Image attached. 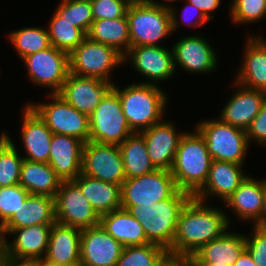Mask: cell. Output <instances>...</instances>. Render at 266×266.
Wrapping results in <instances>:
<instances>
[{
    "mask_svg": "<svg viewBox=\"0 0 266 266\" xmlns=\"http://www.w3.org/2000/svg\"><path fill=\"white\" fill-rule=\"evenodd\" d=\"M231 218L219 207L191 197L182 208L169 256L190 258L206 243L229 229Z\"/></svg>",
    "mask_w": 266,
    "mask_h": 266,
    "instance_id": "1",
    "label": "cell"
},
{
    "mask_svg": "<svg viewBox=\"0 0 266 266\" xmlns=\"http://www.w3.org/2000/svg\"><path fill=\"white\" fill-rule=\"evenodd\" d=\"M192 196L179 190L168 199L147 205L121 206L142 225L150 243L158 244L168 250L173 242L179 214Z\"/></svg>",
    "mask_w": 266,
    "mask_h": 266,
    "instance_id": "2",
    "label": "cell"
},
{
    "mask_svg": "<svg viewBox=\"0 0 266 266\" xmlns=\"http://www.w3.org/2000/svg\"><path fill=\"white\" fill-rule=\"evenodd\" d=\"M114 83L126 120L133 132L141 133L165 116L168 94L154 84L132 83L120 89ZM164 91V92H163Z\"/></svg>",
    "mask_w": 266,
    "mask_h": 266,
    "instance_id": "3",
    "label": "cell"
},
{
    "mask_svg": "<svg viewBox=\"0 0 266 266\" xmlns=\"http://www.w3.org/2000/svg\"><path fill=\"white\" fill-rule=\"evenodd\" d=\"M195 132H185L179 141L171 174L179 190L192 197L204 186L212 158L207 151L205 139Z\"/></svg>",
    "mask_w": 266,
    "mask_h": 266,
    "instance_id": "4",
    "label": "cell"
},
{
    "mask_svg": "<svg viewBox=\"0 0 266 266\" xmlns=\"http://www.w3.org/2000/svg\"><path fill=\"white\" fill-rule=\"evenodd\" d=\"M194 127L205 139L212 160L245 164L250 147L245 130L225 123L219 117L198 122Z\"/></svg>",
    "mask_w": 266,
    "mask_h": 266,
    "instance_id": "5",
    "label": "cell"
},
{
    "mask_svg": "<svg viewBox=\"0 0 266 266\" xmlns=\"http://www.w3.org/2000/svg\"><path fill=\"white\" fill-rule=\"evenodd\" d=\"M126 16L131 47L163 46L160 41L172 34V17L167 8L144 1L129 5Z\"/></svg>",
    "mask_w": 266,
    "mask_h": 266,
    "instance_id": "6",
    "label": "cell"
},
{
    "mask_svg": "<svg viewBox=\"0 0 266 266\" xmlns=\"http://www.w3.org/2000/svg\"><path fill=\"white\" fill-rule=\"evenodd\" d=\"M69 64L70 73L73 75L112 81V70L125 63L124 56L116 49L86 37L69 54Z\"/></svg>",
    "mask_w": 266,
    "mask_h": 266,
    "instance_id": "7",
    "label": "cell"
},
{
    "mask_svg": "<svg viewBox=\"0 0 266 266\" xmlns=\"http://www.w3.org/2000/svg\"><path fill=\"white\" fill-rule=\"evenodd\" d=\"M51 102L27 103L46 123L53 134L70 135L89 141V116L79 112L58 93H48Z\"/></svg>",
    "mask_w": 266,
    "mask_h": 266,
    "instance_id": "8",
    "label": "cell"
},
{
    "mask_svg": "<svg viewBox=\"0 0 266 266\" xmlns=\"http://www.w3.org/2000/svg\"><path fill=\"white\" fill-rule=\"evenodd\" d=\"M89 141L120 145L134 133L126 120L118 94L112 89L89 116Z\"/></svg>",
    "mask_w": 266,
    "mask_h": 266,
    "instance_id": "9",
    "label": "cell"
},
{
    "mask_svg": "<svg viewBox=\"0 0 266 266\" xmlns=\"http://www.w3.org/2000/svg\"><path fill=\"white\" fill-rule=\"evenodd\" d=\"M179 191L170 170L156 169L151 173L126 178L121 185V206L158 203Z\"/></svg>",
    "mask_w": 266,
    "mask_h": 266,
    "instance_id": "10",
    "label": "cell"
},
{
    "mask_svg": "<svg viewBox=\"0 0 266 266\" xmlns=\"http://www.w3.org/2000/svg\"><path fill=\"white\" fill-rule=\"evenodd\" d=\"M30 82L48 87L49 93H59L70 73L69 54L54 46L28 55L22 59Z\"/></svg>",
    "mask_w": 266,
    "mask_h": 266,
    "instance_id": "11",
    "label": "cell"
},
{
    "mask_svg": "<svg viewBox=\"0 0 266 266\" xmlns=\"http://www.w3.org/2000/svg\"><path fill=\"white\" fill-rule=\"evenodd\" d=\"M81 173L104 182L122 185L126 179L118 145L84 143Z\"/></svg>",
    "mask_w": 266,
    "mask_h": 266,
    "instance_id": "12",
    "label": "cell"
},
{
    "mask_svg": "<svg viewBox=\"0 0 266 266\" xmlns=\"http://www.w3.org/2000/svg\"><path fill=\"white\" fill-rule=\"evenodd\" d=\"M56 222L86 229L99 224L100 216L72 181H61L55 196Z\"/></svg>",
    "mask_w": 266,
    "mask_h": 266,
    "instance_id": "13",
    "label": "cell"
},
{
    "mask_svg": "<svg viewBox=\"0 0 266 266\" xmlns=\"http://www.w3.org/2000/svg\"><path fill=\"white\" fill-rule=\"evenodd\" d=\"M127 59L140 76L148 79L146 82L140 81L141 84L158 85L159 81L164 82L175 74L172 47L171 50L153 45L130 47L124 56V63Z\"/></svg>",
    "mask_w": 266,
    "mask_h": 266,
    "instance_id": "14",
    "label": "cell"
},
{
    "mask_svg": "<svg viewBox=\"0 0 266 266\" xmlns=\"http://www.w3.org/2000/svg\"><path fill=\"white\" fill-rule=\"evenodd\" d=\"M53 224L31 225L12 229V241L2 239L3 257L17 261H36L44 258L48 250L49 236Z\"/></svg>",
    "mask_w": 266,
    "mask_h": 266,
    "instance_id": "15",
    "label": "cell"
},
{
    "mask_svg": "<svg viewBox=\"0 0 266 266\" xmlns=\"http://www.w3.org/2000/svg\"><path fill=\"white\" fill-rule=\"evenodd\" d=\"M113 86V81L69 73L58 94L76 110L90 116Z\"/></svg>",
    "mask_w": 266,
    "mask_h": 266,
    "instance_id": "16",
    "label": "cell"
},
{
    "mask_svg": "<svg viewBox=\"0 0 266 266\" xmlns=\"http://www.w3.org/2000/svg\"><path fill=\"white\" fill-rule=\"evenodd\" d=\"M172 50L175 71L179 66L190 74H207L217 68V54L213 46L201 34L189 35L177 40Z\"/></svg>",
    "mask_w": 266,
    "mask_h": 266,
    "instance_id": "17",
    "label": "cell"
},
{
    "mask_svg": "<svg viewBox=\"0 0 266 266\" xmlns=\"http://www.w3.org/2000/svg\"><path fill=\"white\" fill-rule=\"evenodd\" d=\"M123 248L100 224L82 229L80 266H116Z\"/></svg>",
    "mask_w": 266,
    "mask_h": 266,
    "instance_id": "18",
    "label": "cell"
},
{
    "mask_svg": "<svg viewBox=\"0 0 266 266\" xmlns=\"http://www.w3.org/2000/svg\"><path fill=\"white\" fill-rule=\"evenodd\" d=\"M141 133L153 165L157 169L171 170L179 141L185 132L177 133L174 122L162 120Z\"/></svg>",
    "mask_w": 266,
    "mask_h": 266,
    "instance_id": "19",
    "label": "cell"
},
{
    "mask_svg": "<svg viewBox=\"0 0 266 266\" xmlns=\"http://www.w3.org/2000/svg\"><path fill=\"white\" fill-rule=\"evenodd\" d=\"M236 92L232 94L219 118L234 127L246 130L266 101V92L245 87L234 81Z\"/></svg>",
    "mask_w": 266,
    "mask_h": 266,
    "instance_id": "20",
    "label": "cell"
},
{
    "mask_svg": "<svg viewBox=\"0 0 266 266\" xmlns=\"http://www.w3.org/2000/svg\"><path fill=\"white\" fill-rule=\"evenodd\" d=\"M242 166L244 164L212 160L204 186L193 197L205 202L208 197L217 196L224 204L248 176Z\"/></svg>",
    "mask_w": 266,
    "mask_h": 266,
    "instance_id": "21",
    "label": "cell"
},
{
    "mask_svg": "<svg viewBox=\"0 0 266 266\" xmlns=\"http://www.w3.org/2000/svg\"><path fill=\"white\" fill-rule=\"evenodd\" d=\"M25 105L20 135L26 154L22 157L32 162L48 163L53 133L40 116Z\"/></svg>",
    "mask_w": 266,
    "mask_h": 266,
    "instance_id": "22",
    "label": "cell"
},
{
    "mask_svg": "<svg viewBox=\"0 0 266 266\" xmlns=\"http://www.w3.org/2000/svg\"><path fill=\"white\" fill-rule=\"evenodd\" d=\"M83 146L76 137L52 135L48 163L62 181L74 180L81 173Z\"/></svg>",
    "mask_w": 266,
    "mask_h": 266,
    "instance_id": "23",
    "label": "cell"
},
{
    "mask_svg": "<svg viewBox=\"0 0 266 266\" xmlns=\"http://www.w3.org/2000/svg\"><path fill=\"white\" fill-rule=\"evenodd\" d=\"M55 198L46 195H29L12 217L0 228V240L16 228L39 224H54Z\"/></svg>",
    "mask_w": 266,
    "mask_h": 266,
    "instance_id": "24",
    "label": "cell"
},
{
    "mask_svg": "<svg viewBox=\"0 0 266 266\" xmlns=\"http://www.w3.org/2000/svg\"><path fill=\"white\" fill-rule=\"evenodd\" d=\"M245 39L243 62L240 63L235 82L266 92V39L258 35H249Z\"/></svg>",
    "mask_w": 266,
    "mask_h": 266,
    "instance_id": "25",
    "label": "cell"
},
{
    "mask_svg": "<svg viewBox=\"0 0 266 266\" xmlns=\"http://www.w3.org/2000/svg\"><path fill=\"white\" fill-rule=\"evenodd\" d=\"M265 179L257 180L248 175L235 192L225 201L224 208L231 209L239 220L254 225L263 208Z\"/></svg>",
    "mask_w": 266,
    "mask_h": 266,
    "instance_id": "26",
    "label": "cell"
},
{
    "mask_svg": "<svg viewBox=\"0 0 266 266\" xmlns=\"http://www.w3.org/2000/svg\"><path fill=\"white\" fill-rule=\"evenodd\" d=\"M81 229L55 222L45 258L63 266H80Z\"/></svg>",
    "mask_w": 266,
    "mask_h": 266,
    "instance_id": "27",
    "label": "cell"
},
{
    "mask_svg": "<svg viewBox=\"0 0 266 266\" xmlns=\"http://www.w3.org/2000/svg\"><path fill=\"white\" fill-rule=\"evenodd\" d=\"M246 249V237L229 229L220 237L206 243L191 257V262H211L233 266Z\"/></svg>",
    "mask_w": 266,
    "mask_h": 266,
    "instance_id": "28",
    "label": "cell"
},
{
    "mask_svg": "<svg viewBox=\"0 0 266 266\" xmlns=\"http://www.w3.org/2000/svg\"><path fill=\"white\" fill-rule=\"evenodd\" d=\"M72 181L99 216L121 208V185L104 182L83 173Z\"/></svg>",
    "mask_w": 266,
    "mask_h": 266,
    "instance_id": "29",
    "label": "cell"
},
{
    "mask_svg": "<svg viewBox=\"0 0 266 266\" xmlns=\"http://www.w3.org/2000/svg\"><path fill=\"white\" fill-rule=\"evenodd\" d=\"M99 224L124 247L150 243L142 225L127 210L120 208L101 215Z\"/></svg>",
    "mask_w": 266,
    "mask_h": 266,
    "instance_id": "30",
    "label": "cell"
},
{
    "mask_svg": "<svg viewBox=\"0 0 266 266\" xmlns=\"http://www.w3.org/2000/svg\"><path fill=\"white\" fill-rule=\"evenodd\" d=\"M61 181L49 163L23 160L19 184L30 195H46L55 198Z\"/></svg>",
    "mask_w": 266,
    "mask_h": 266,
    "instance_id": "31",
    "label": "cell"
},
{
    "mask_svg": "<svg viewBox=\"0 0 266 266\" xmlns=\"http://www.w3.org/2000/svg\"><path fill=\"white\" fill-rule=\"evenodd\" d=\"M87 37L92 41L109 45L125 56L131 47L127 16L94 20Z\"/></svg>",
    "mask_w": 266,
    "mask_h": 266,
    "instance_id": "32",
    "label": "cell"
},
{
    "mask_svg": "<svg viewBox=\"0 0 266 266\" xmlns=\"http://www.w3.org/2000/svg\"><path fill=\"white\" fill-rule=\"evenodd\" d=\"M118 146L126 178L148 174L157 169L148 156L146 141L142 133H132Z\"/></svg>",
    "mask_w": 266,
    "mask_h": 266,
    "instance_id": "33",
    "label": "cell"
},
{
    "mask_svg": "<svg viewBox=\"0 0 266 266\" xmlns=\"http://www.w3.org/2000/svg\"><path fill=\"white\" fill-rule=\"evenodd\" d=\"M47 27L50 44L67 54H70L87 37L80 28L74 26V23L60 17L55 11Z\"/></svg>",
    "mask_w": 266,
    "mask_h": 266,
    "instance_id": "34",
    "label": "cell"
},
{
    "mask_svg": "<svg viewBox=\"0 0 266 266\" xmlns=\"http://www.w3.org/2000/svg\"><path fill=\"white\" fill-rule=\"evenodd\" d=\"M7 37L21 59L51 46L49 34L45 27L27 26L11 31Z\"/></svg>",
    "mask_w": 266,
    "mask_h": 266,
    "instance_id": "35",
    "label": "cell"
},
{
    "mask_svg": "<svg viewBox=\"0 0 266 266\" xmlns=\"http://www.w3.org/2000/svg\"><path fill=\"white\" fill-rule=\"evenodd\" d=\"M167 256V250L158 244L127 246L116 266H159Z\"/></svg>",
    "mask_w": 266,
    "mask_h": 266,
    "instance_id": "36",
    "label": "cell"
},
{
    "mask_svg": "<svg viewBox=\"0 0 266 266\" xmlns=\"http://www.w3.org/2000/svg\"><path fill=\"white\" fill-rule=\"evenodd\" d=\"M55 12L86 35L94 21L90 0H60Z\"/></svg>",
    "mask_w": 266,
    "mask_h": 266,
    "instance_id": "37",
    "label": "cell"
},
{
    "mask_svg": "<svg viewBox=\"0 0 266 266\" xmlns=\"http://www.w3.org/2000/svg\"><path fill=\"white\" fill-rule=\"evenodd\" d=\"M9 143L0 151V187L19 184L24 158L9 136Z\"/></svg>",
    "mask_w": 266,
    "mask_h": 266,
    "instance_id": "38",
    "label": "cell"
},
{
    "mask_svg": "<svg viewBox=\"0 0 266 266\" xmlns=\"http://www.w3.org/2000/svg\"><path fill=\"white\" fill-rule=\"evenodd\" d=\"M229 16L237 25L261 22L266 17V0H232Z\"/></svg>",
    "mask_w": 266,
    "mask_h": 266,
    "instance_id": "39",
    "label": "cell"
},
{
    "mask_svg": "<svg viewBox=\"0 0 266 266\" xmlns=\"http://www.w3.org/2000/svg\"><path fill=\"white\" fill-rule=\"evenodd\" d=\"M29 195L20 184L0 187V228L18 211Z\"/></svg>",
    "mask_w": 266,
    "mask_h": 266,
    "instance_id": "40",
    "label": "cell"
},
{
    "mask_svg": "<svg viewBox=\"0 0 266 266\" xmlns=\"http://www.w3.org/2000/svg\"><path fill=\"white\" fill-rule=\"evenodd\" d=\"M93 20L125 17L130 4L124 0H90Z\"/></svg>",
    "mask_w": 266,
    "mask_h": 266,
    "instance_id": "41",
    "label": "cell"
},
{
    "mask_svg": "<svg viewBox=\"0 0 266 266\" xmlns=\"http://www.w3.org/2000/svg\"><path fill=\"white\" fill-rule=\"evenodd\" d=\"M251 235L246 236V249L256 266H266V229L252 226Z\"/></svg>",
    "mask_w": 266,
    "mask_h": 266,
    "instance_id": "42",
    "label": "cell"
},
{
    "mask_svg": "<svg viewBox=\"0 0 266 266\" xmlns=\"http://www.w3.org/2000/svg\"><path fill=\"white\" fill-rule=\"evenodd\" d=\"M245 131L249 144L255 142L266 147V101Z\"/></svg>",
    "mask_w": 266,
    "mask_h": 266,
    "instance_id": "43",
    "label": "cell"
},
{
    "mask_svg": "<svg viewBox=\"0 0 266 266\" xmlns=\"http://www.w3.org/2000/svg\"><path fill=\"white\" fill-rule=\"evenodd\" d=\"M183 1L185 2V5L181 11V20H183L184 24L192 27H199L210 21L201 10L197 9L194 5L186 0Z\"/></svg>",
    "mask_w": 266,
    "mask_h": 266,
    "instance_id": "44",
    "label": "cell"
},
{
    "mask_svg": "<svg viewBox=\"0 0 266 266\" xmlns=\"http://www.w3.org/2000/svg\"><path fill=\"white\" fill-rule=\"evenodd\" d=\"M194 5L197 9L201 10L204 15L209 19H213L214 15L211 14L219 8L221 0H186Z\"/></svg>",
    "mask_w": 266,
    "mask_h": 266,
    "instance_id": "45",
    "label": "cell"
},
{
    "mask_svg": "<svg viewBox=\"0 0 266 266\" xmlns=\"http://www.w3.org/2000/svg\"><path fill=\"white\" fill-rule=\"evenodd\" d=\"M148 3L158 6V7H162V8H167L170 10L171 12V17H172V32L174 33L175 30H177V28H179V23H180V17L178 18V13H177V9L174 8L172 5L168 4L170 2H174L177 0H164L167 1V3H159L158 1H154V0H146Z\"/></svg>",
    "mask_w": 266,
    "mask_h": 266,
    "instance_id": "46",
    "label": "cell"
},
{
    "mask_svg": "<svg viewBox=\"0 0 266 266\" xmlns=\"http://www.w3.org/2000/svg\"><path fill=\"white\" fill-rule=\"evenodd\" d=\"M191 259L188 257L167 256L159 266H190Z\"/></svg>",
    "mask_w": 266,
    "mask_h": 266,
    "instance_id": "47",
    "label": "cell"
},
{
    "mask_svg": "<svg viewBox=\"0 0 266 266\" xmlns=\"http://www.w3.org/2000/svg\"><path fill=\"white\" fill-rule=\"evenodd\" d=\"M233 266H256L249 251L245 249Z\"/></svg>",
    "mask_w": 266,
    "mask_h": 266,
    "instance_id": "48",
    "label": "cell"
},
{
    "mask_svg": "<svg viewBox=\"0 0 266 266\" xmlns=\"http://www.w3.org/2000/svg\"><path fill=\"white\" fill-rule=\"evenodd\" d=\"M0 266H37V263L36 261H17L3 257Z\"/></svg>",
    "mask_w": 266,
    "mask_h": 266,
    "instance_id": "49",
    "label": "cell"
},
{
    "mask_svg": "<svg viewBox=\"0 0 266 266\" xmlns=\"http://www.w3.org/2000/svg\"><path fill=\"white\" fill-rule=\"evenodd\" d=\"M254 225L266 229V179L264 187L263 208L259 220Z\"/></svg>",
    "mask_w": 266,
    "mask_h": 266,
    "instance_id": "50",
    "label": "cell"
},
{
    "mask_svg": "<svg viewBox=\"0 0 266 266\" xmlns=\"http://www.w3.org/2000/svg\"><path fill=\"white\" fill-rule=\"evenodd\" d=\"M37 266H63L58 263L52 262L50 260H47L45 257L36 260Z\"/></svg>",
    "mask_w": 266,
    "mask_h": 266,
    "instance_id": "51",
    "label": "cell"
},
{
    "mask_svg": "<svg viewBox=\"0 0 266 266\" xmlns=\"http://www.w3.org/2000/svg\"><path fill=\"white\" fill-rule=\"evenodd\" d=\"M9 134L7 135L6 131H3L0 134V151L9 143Z\"/></svg>",
    "mask_w": 266,
    "mask_h": 266,
    "instance_id": "52",
    "label": "cell"
},
{
    "mask_svg": "<svg viewBox=\"0 0 266 266\" xmlns=\"http://www.w3.org/2000/svg\"><path fill=\"white\" fill-rule=\"evenodd\" d=\"M194 266H226V265H221V264H216V263H211V262H192Z\"/></svg>",
    "mask_w": 266,
    "mask_h": 266,
    "instance_id": "53",
    "label": "cell"
},
{
    "mask_svg": "<svg viewBox=\"0 0 266 266\" xmlns=\"http://www.w3.org/2000/svg\"><path fill=\"white\" fill-rule=\"evenodd\" d=\"M126 1L128 4H137V3H141V2H144L146 0H124Z\"/></svg>",
    "mask_w": 266,
    "mask_h": 266,
    "instance_id": "54",
    "label": "cell"
},
{
    "mask_svg": "<svg viewBox=\"0 0 266 266\" xmlns=\"http://www.w3.org/2000/svg\"><path fill=\"white\" fill-rule=\"evenodd\" d=\"M3 258V253H2V242L0 240V263H1V260Z\"/></svg>",
    "mask_w": 266,
    "mask_h": 266,
    "instance_id": "55",
    "label": "cell"
}]
</instances>
